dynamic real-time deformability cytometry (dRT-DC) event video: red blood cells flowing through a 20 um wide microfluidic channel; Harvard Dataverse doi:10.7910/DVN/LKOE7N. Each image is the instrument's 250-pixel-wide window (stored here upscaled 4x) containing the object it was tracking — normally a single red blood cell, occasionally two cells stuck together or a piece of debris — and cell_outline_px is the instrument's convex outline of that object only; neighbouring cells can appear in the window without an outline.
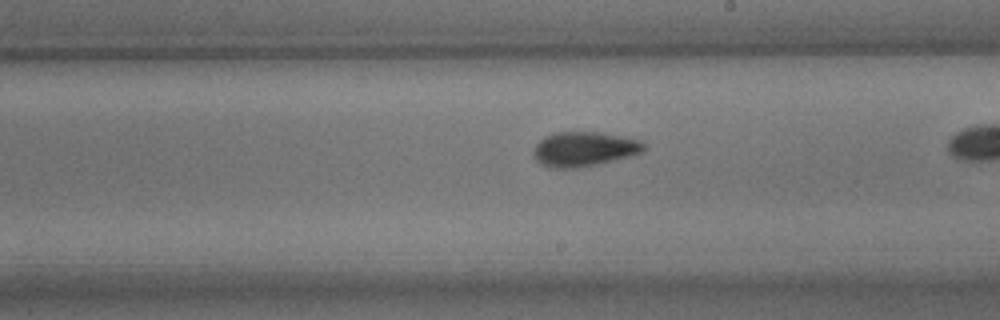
{"species": "common noctule bat (a hibernating species)", "species_latin": "Nyctalus noctula", "temperature_condition": "room temperature", "stored_images_in_passage": 38, "camera_frame_rate_fps": 3000, "um_per_image_px": 0.085, "animal": {"sex": "male", "body_mass_g": 15.6}, "frame": {"image": 1, "passage_image": 27, "time_ms": 8.667, "image_size_px": [1000, 320], "cell_outline_px": [[648, 148], [644, 152], [596, 164], [576, 168], [548, 168], [540, 164], [532, 156], [532, 152], [536, 144], [544, 136], [556, 132], [600, 132], [624, 136], [640, 140]], "centroid_in_image_um": [49.63, 12.66], "position_along_channel_um": 239.4, "area_um2": 22.48}}